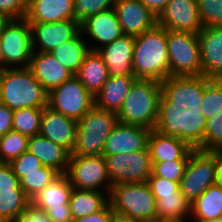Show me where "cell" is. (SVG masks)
<instances>
[{
	"mask_svg": "<svg viewBox=\"0 0 222 222\" xmlns=\"http://www.w3.org/2000/svg\"><path fill=\"white\" fill-rule=\"evenodd\" d=\"M208 78L169 76L161 82L159 116L154 130L203 149L206 118L201 109Z\"/></svg>",
	"mask_w": 222,
	"mask_h": 222,
	"instance_id": "cell-1",
	"label": "cell"
},
{
	"mask_svg": "<svg viewBox=\"0 0 222 222\" xmlns=\"http://www.w3.org/2000/svg\"><path fill=\"white\" fill-rule=\"evenodd\" d=\"M167 29L159 24L135 37L133 75L137 79L162 82L170 76Z\"/></svg>",
	"mask_w": 222,
	"mask_h": 222,
	"instance_id": "cell-2",
	"label": "cell"
},
{
	"mask_svg": "<svg viewBox=\"0 0 222 222\" xmlns=\"http://www.w3.org/2000/svg\"><path fill=\"white\" fill-rule=\"evenodd\" d=\"M161 82L137 79L119 111L118 122L154 130L159 116Z\"/></svg>",
	"mask_w": 222,
	"mask_h": 222,
	"instance_id": "cell-3",
	"label": "cell"
},
{
	"mask_svg": "<svg viewBox=\"0 0 222 222\" xmlns=\"http://www.w3.org/2000/svg\"><path fill=\"white\" fill-rule=\"evenodd\" d=\"M0 103L15 111L48 106V92L26 68H6L0 81Z\"/></svg>",
	"mask_w": 222,
	"mask_h": 222,
	"instance_id": "cell-4",
	"label": "cell"
},
{
	"mask_svg": "<svg viewBox=\"0 0 222 222\" xmlns=\"http://www.w3.org/2000/svg\"><path fill=\"white\" fill-rule=\"evenodd\" d=\"M109 203L115 215L144 222L156 220V199L147 182L112 185Z\"/></svg>",
	"mask_w": 222,
	"mask_h": 222,
	"instance_id": "cell-5",
	"label": "cell"
},
{
	"mask_svg": "<svg viewBox=\"0 0 222 222\" xmlns=\"http://www.w3.org/2000/svg\"><path fill=\"white\" fill-rule=\"evenodd\" d=\"M117 123L115 112L94 106L77 121L76 142L70 155H103L105 141Z\"/></svg>",
	"mask_w": 222,
	"mask_h": 222,
	"instance_id": "cell-6",
	"label": "cell"
},
{
	"mask_svg": "<svg viewBox=\"0 0 222 222\" xmlns=\"http://www.w3.org/2000/svg\"><path fill=\"white\" fill-rule=\"evenodd\" d=\"M170 76H201L198 33L167 30Z\"/></svg>",
	"mask_w": 222,
	"mask_h": 222,
	"instance_id": "cell-7",
	"label": "cell"
},
{
	"mask_svg": "<svg viewBox=\"0 0 222 222\" xmlns=\"http://www.w3.org/2000/svg\"><path fill=\"white\" fill-rule=\"evenodd\" d=\"M5 68H26L33 54L30 23L25 19H10L0 33Z\"/></svg>",
	"mask_w": 222,
	"mask_h": 222,
	"instance_id": "cell-8",
	"label": "cell"
},
{
	"mask_svg": "<svg viewBox=\"0 0 222 222\" xmlns=\"http://www.w3.org/2000/svg\"><path fill=\"white\" fill-rule=\"evenodd\" d=\"M48 106L76 121L95 106V98L76 76L48 93Z\"/></svg>",
	"mask_w": 222,
	"mask_h": 222,
	"instance_id": "cell-9",
	"label": "cell"
},
{
	"mask_svg": "<svg viewBox=\"0 0 222 222\" xmlns=\"http://www.w3.org/2000/svg\"><path fill=\"white\" fill-rule=\"evenodd\" d=\"M215 184V150L193 149L184 175L179 183L180 192L192 203L208 187Z\"/></svg>",
	"mask_w": 222,
	"mask_h": 222,
	"instance_id": "cell-10",
	"label": "cell"
},
{
	"mask_svg": "<svg viewBox=\"0 0 222 222\" xmlns=\"http://www.w3.org/2000/svg\"><path fill=\"white\" fill-rule=\"evenodd\" d=\"M66 175L73 188L105 191L108 195L110 194L112 183L103 155H70ZM101 186L102 189L106 187V190H102Z\"/></svg>",
	"mask_w": 222,
	"mask_h": 222,
	"instance_id": "cell-11",
	"label": "cell"
},
{
	"mask_svg": "<svg viewBox=\"0 0 222 222\" xmlns=\"http://www.w3.org/2000/svg\"><path fill=\"white\" fill-rule=\"evenodd\" d=\"M103 156L112 185L147 182L152 174L148 147L136 152Z\"/></svg>",
	"mask_w": 222,
	"mask_h": 222,
	"instance_id": "cell-12",
	"label": "cell"
},
{
	"mask_svg": "<svg viewBox=\"0 0 222 222\" xmlns=\"http://www.w3.org/2000/svg\"><path fill=\"white\" fill-rule=\"evenodd\" d=\"M167 30L199 33L203 28L196 0H170L157 16Z\"/></svg>",
	"mask_w": 222,
	"mask_h": 222,
	"instance_id": "cell-13",
	"label": "cell"
},
{
	"mask_svg": "<svg viewBox=\"0 0 222 222\" xmlns=\"http://www.w3.org/2000/svg\"><path fill=\"white\" fill-rule=\"evenodd\" d=\"M33 51L48 52L71 40L79 31L80 24L75 20L54 23L29 22Z\"/></svg>",
	"mask_w": 222,
	"mask_h": 222,
	"instance_id": "cell-14",
	"label": "cell"
},
{
	"mask_svg": "<svg viewBox=\"0 0 222 222\" xmlns=\"http://www.w3.org/2000/svg\"><path fill=\"white\" fill-rule=\"evenodd\" d=\"M114 10L124 35L136 37L157 24V16L140 0H117Z\"/></svg>",
	"mask_w": 222,
	"mask_h": 222,
	"instance_id": "cell-15",
	"label": "cell"
},
{
	"mask_svg": "<svg viewBox=\"0 0 222 222\" xmlns=\"http://www.w3.org/2000/svg\"><path fill=\"white\" fill-rule=\"evenodd\" d=\"M151 129L118 122L103 147V155L131 153L148 147Z\"/></svg>",
	"mask_w": 222,
	"mask_h": 222,
	"instance_id": "cell-16",
	"label": "cell"
},
{
	"mask_svg": "<svg viewBox=\"0 0 222 222\" xmlns=\"http://www.w3.org/2000/svg\"><path fill=\"white\" fill-rule=\"evenodd\" d=\"M80 32L99 43V45L90 46L91 51L109 45L123 35L114 8L86 18L80 23Z\"/></svg>",
	"mask_w": 222,
	"mask_h": 222,
	"instance_id": "cell-17",
	"label": "cell"
},
{
	"mask_svg": "<svg viewBox=\"0 0 222 222\" xmlns=\"http://www.w3.org/2000/svg\"><path fill=\"white\" fill-rule=\"evenodd\" d=\"M77 121L54 111L49 106L43 108L39 134L66 148L70 153L76 142Z\"/></svg>",
	"mask_w": 222,
	"mask_h": 222,
	"instance_id": "cell-18",
	"label": "cell"
},
{
	"mask_svg": "<svg viewBox=\"0 0 222 222\" xmlns=\"http://www.w3.org/2000/svg\"><path fill=\"white\" fill-rule=\"evenodd\" d=\"M201 75L222 79V27H203L198 33Z\"/></svg>",
	"mask_w": 222,
	"mask_h": 222,
	"instance_id": "cell-19",
	"label": "cell"
},
{
	"mask_svg": "<svg viewBox=\"0 0 222 222\" xmlns=\"http://www.w3.org/2000/svg\"><path fill=\"white\" fill-rule=\"evenodd\" d=\"M135 37L122 35L111 44L96 51L104 60L110 76L133 75Z\"/></svg>",
	"mask_w": 222,
	"mask_h": 222,
	"instance_id": "cell-20",
	"label": "cell"
},
{
	"mask_svg": "<svg viewBox=\"0 0 222 222\" xmlns=\"http://www.w3.org/2000/svg\"><path fill=\"white\" fill-rule=\"evenodd\" d=\"M28 68L48 93L73 76L48 52L33 51Z\"/></svg>",
	"mask_w": 222,
	"mask_h": 222,
	"instance_id": "cell-21",
	"label": "cell"
},
{
	"mask_svg": "<svg viewBox=\"0 0 222 222\" xmlns=\"http://www.w3.org/2000/svg\"><path fill=\"white\" fill-rule=\"evenodd\" d=\"M74 0H28V22L54 23L73 20Z\"/></svg>",
	"mask_w": 222,
	"mask_h": 222,
	"instance_id": "cell-22",
	"label": "cell"
},
{
	"mask_svg": "<svg viewBox=\"0 0 222 222\" xmlns=\"http://www.w3.org/2000/svg\"><path fill=\"white\" fill-rule=\"evenodd\" d=\"M28 151L40 159L43 166L52 168L59 174H66L71 153L63 146L36 134L29 137Z\"/></svg>",
	"mask_w": 222,
	"mask_h": 222,
	"instance_id": "cell-23",
	"label": "cell"
},
{
	"mask_svg": "<svg viewBox=\"0 0 222 222\" xmlns=\"http://www.w3.org/2000/svg\"><path fill=\"white\" fill-rule=\"evenodd\" d=\"M148 150L152 162H162L188 160L193 148L177 137L166 136L152 130L148 139Z\"/></svg>",
	"mask_w": 222,
	"mask_h": 222,
	"instance_id": "cell-24",
	"label": "cell"
},
{
	"mask_svg": "<svg viewBox=\"0 0 222 222\" xmlns=\"http://www.w3.org/2000/svg\"><path fill=\"white\" fill-rule=\"evenodd\" d=\"M136 80L134 75L110 76L95 96V107L117 113Z\"/></svg>",
	"mask_w": 222,
	"mask_h": 222,
	"instance_id": "cell-25",
	"label": "cell"
},
{
	"mask_svg": "<svg viewBox=\"0 0 222 222\" xmlns=\"http://www.w3.org/2000/svg\"><path fill=\"white\" fill-rule=\"evenodd\" d=\"M76 76L90 94L95 96L103 88L106 81L110 78V73L107 69L104 60L97 51H89L80 65Z\"/></svg>",
	"mask_w": 222,
	"mask_h": 222,
	"instance_id": "cell-26",
	"label": "cell"
},
{
	"mask_svg": "<svg viewBox=\"0 0 222 222\" xmlns=\"http://www.w3.org/2000/svg\"><path fill=\"white\" fill-rule=\"evenodd\" d=\"M73 190L66 174H60L55 180L30 199V204L38 209L63 207L69 204Z\"/></svg>",
	"mask_w": 222,
	"mask_h": 222,
	"instance_id": "cell-27",
	"label": "cell"
},
{
	"mask_svg": "<svg viewBox=\"0 0 222 222\" xmlns=\"http://www.w3.org/2000/svg\"><path fill=\"white\" fill-rule=\"evenodd\" d=\"M195 221L214 222L222 217V187H208L191 203V214Z\"/></svg>",
	"mask_w": 222,
	"mask_h": 222,
	"instance_id": "cell-28",
	"label": "cell"
},
{
	"mask_svg": "<svg viewBox=\"0 0 222 222\" xmlns=\"http://www.w3.org/2000/svg\"><path fill=\"white\" fill-rule=\"evenodd\" d=\"M109 203V195L105 192L73 188L69 208L72 219L76 220L102 210Z\"/></svg>",
	"mask_w": 222,
	"mask_h": 222,
	"instance_id": "cell-29",
	"label": "cell"
},
{
	"mask_svg": "<svg viewBox=\"0 0 222 222\" xmlns=\"http://www.w3.org/2000/svg\"><path fill=\"white\" fill-rule=\"evenodd\" d=\"M83 38V34L79 31L71 40L50 52L73 75L77 73L85 55L90 51V45H87Z\"/></svg>",
	"mask_w": 222,
	"mask_h": 222,
	"instance_id": "cell-30",
	"label": "cell"
},
{
	"mask_svg": "<svg viewBox=\"0 0 222 222\" xmlns=\"http://www.w3.org/2000/svg\"><path fill=\"white\" fill-rule=\"evenodd\" d=\"M154 197L156 199V219H185L188 214L190 217L191 203L182 193Z\"/></svg>",
	"mask_w": 222,
	"mask_h": 222,
	"instance_id": "cell-31",
	"label": "cell"
},
{
	"mask_svg": "<svg viewBox=\"0 0 222 222\" xmlns=\"http://www.w3.org/2000/svg\"><path fill=\"white\" fill-rule=\"evenodd\" d=\"M14 174L19 178L20 187L29 199L51 184L60 175L54 169L45 166L37 168V171L14 172Z\"/></svg>",
	"mask_w": 222,
	"mask_h": 222,
	"instance_id": "cell-32",
	"label": "cell"
},
{
	"mask_svg": "<svg viewBox=\"0 0 222 222\" xmlns=\"http://www.w3.org/2000/svg\"><path fill=\"white\" fill-rule=\"evenodd\" d=\"M30 205L23 189L0 192V222H12Z\"/></svg>",
	"mask_w": 222,
	"mask_h": 222,
	"instance_id": "cell-33",
	"label": "cell"
},
{
	"mask_svg": "<svg viewBox=\"0 0 222 222\" xmlns=\"http://www.w3.org/2000/svg\"><path fill=\"white\" fill-rule=\"evenodd\" d=\"M43 108H23L13 112L12 130L28 137L39 134Z\"/></svg>",
	"mask_w": 222,
	"mask_h": 222,
	"instance_id": "cell-34",
	"label": "cell"
},
{
	"mask_svg": "<svg viewBox=\"0 0 222 222\" xmlns=\"http://www.w3.org/2000/svg\"><path fill=\"white\" fill-rule=\"evenodd\" d=\"M28 140V136L14 130L0 136V162L11 163L28 151Z\"/></svg>",
	"mask_w": 222,
	"mask_h": 222,
	"instance_id": "cell-35",
	"label": "cell"
},
{
	"mask_svg": "<svg viewBox=\"0 0 222 222\" xmlns=\"http://www.w3.org/2000/svg\"><path fill=\"white\" fill-rule=\"evenodd\" d=\"M201 109L206 119L214 117L222 111V79L208 78V85L203 93Z\"/></svg>",
	"mask_w": 222,
	"mask_h": 222,
	"instance_id": "cell-36",
	"label": "cell"
},
{
	"mask_svg": "<svg viewBox=\"0 0 222 222\" xmlns=\"http://www.w3.org/2000/svg\"><path fill=\"white\" fill-rule=\"evenodd\" d=\"M117 0H74L73 20L79 24L89 16L113 9Z\"/></svg>",
	"mask_w": 222,
	"mask_h": 222,
	"instance_id": "cell-37",
	"label": "cell"
},
{
	"mask_svg": "<svg viewBox=\"0 0 222 222\" xmlns=\"http://www.w3.org/2000/svg\"><path fill=\"white\" fill-rule=\"evenodd\" d=\"M203 27H222V0H196Z\"/></svg>",
	"mask_w": 222,
	"mask_h": 222,
	"instance_id": "cell-38",
	"label": "cell"
},
{
	"mask_svg": "<svg viewBox=\"0 0 222 222\" xmlns=\"http://www.w3.org/2000/svg\"><path fill=\"white\" fill-rule=\"evenodd\" d=\"M222 149V111L206 120L203 151Z\"/></svg>",
	"mask_w": 222,
	"mask_h": 222,
	"instance_id": "cell-39",
	"label": "cell"
},
{
	"mask_svg": "<svg viewBox=\"0 0 222 222\" xmlns=\"http://www.w3.org/2000/svg\"><path fill=\"white\" fill-rule=\"evenodd\" d=\"M188 160H170L152 162V174L168 180L179 182L182 179Z\"/></svg>",
	"mask_w": 222,
	"mask_h": 222,
	"instance_id": "cell-40",
	"label": "cell"
},
{
	"mask_svg": "<svg viewBox=\"0 0 222 222\" xmlns=\"http://www.w3.org/2000/svg\"><path fill=\"white\" fill-rule=\"evenodd\" d=\"M147 183L149 184L154 196H168L174 193H181L179 182H174L163 177L150 175Z\"/></svg>",
	"mask_w": 222,
	"mask_h": 222,
	"instance_id": "cell-41",
	"label": "cell"
},
{
	"mask_svg": "<svg viewBox=\"0 0 222 222\" xmlns=\"http://www.w3.org/2000/svg\"><path fill=\"white\" fill-rule=\"evenodd\" d=\"M10 165L14 172L37 171V168L43 166L40 159L29 151L22 153L18 158L14 159Z\"/></svg>",
	"mask_w": 222,
	"mask_h": 222,
	"instance_id": "cell-42",
	"label": "cell"
},
{
	"mask_svg": "<svg viewBox=\"0 0 222 222\" xmlns=\"http://www.w3.org/2000/svg\"><path fill=\"white\" fill-rule=\"evenodd\" d=\"M28 0H0V13L10 19H22L26 16Z\"/></svg>",
	"mask_w": 222,
	"mask_h": 222,
	"instance_id": "cell-43",
	"label": "cell"
},
{
	"mask_svg": "<svg viewBox=\"0 0 222 222\" xmlns=\"http://www.w3.org/2000/svg\"><path fill=\"white\" fill-rule=\"evenodd\" d=\"M22 189L10 163L0 162V192Z\"/></svg>",
	"mask_w": 222,
	"mask_h": 222,
	"instance_id": "cell-44",
	"label": "cell"
},
{
	"mask_svg": "<svg viewBox=\"0 0 222 222\" xmlns=\"http://www.w3.org/2000/svg\"><path fill=\"white\" fill-rule=\"evenodd\" d=\"M12 222H51L44 210L38 209L31 204L27 209Z\"/></svg>",
	"mask_w": 222,
	"mask_h": 222,
	"instance_id": "cell-45",
	"label": "cell"
},
{
	"mask_svg": "<svg viewBox=\"0 0 222 222\" xmlns=\"http://www.w3.org/2000/svg\"><path fill=\"white\" fill-rule=\"evenodd\" d=\"M114 217L115 213L113 212V208L110 203H108L102 210L73 220V222H113Z\"/></svg>",
	"mask_w": 222,
	"mask_h": 222,
	"instance_id": "cell-46",
	"label": "cell"
},
{
	"mask_svg": "<svg viewBox=\"0 0 222 222\" xmlns=\"http://www.w3.org/2000/svg\"><path fill=\"white\" fill-rule=\"evenodd\" d=\"M45 212L51 222H73L69 204H63V207L47 208Z\"/></svg>",
	"mask_w": 222,
	"mask_h": 222,
	"instance_id": "cell-47",
	"label": "cell"
},
{
	"mask_svg": "<svg viewBox=\"0 0 222 222\" xmlns=\"http://www.w3.org/2000/svg\"><path fill=\"white\" fill-rule=\"evenodd\" d=\"M13 112L6 105L0 103V136L12 130Z\"/></svg>",
	"mask_w": 222,
	"mask_h": 222,
	"instance_id": "cell-48",
	"label": "cell"
},
{
	"mask_svg": "<svg viewBox=\"0 0 222 222\" xmlns=\"http://www.w3.org/2000/svg\"><path fill=\"white\" fill-rule=\"evenodd\" d=\"M147 8H149L156 16L165 8L170 0H140Z\"/></svg>",
	"mask_w": 222,
	"mask_h": 222,
	"instance_id": "cell-49",
	"label": "cell"
},
{
	"mask_svg": "<svg viewBox=\"0 0 222 222\" xmlns=\"http://www.w3.org/2000/svg\"><path fill=\"white\" fill-rule=\"evenodd\" d=\"M215 184L222 187V152L215 150Z\"/></svg>",
	"mask_w": 222,
	"mask_h": 222,
	"instance_id": "cell-50",
	"label": "cell"
},
{
	"mask_svg": "<svg viewBox=\"0 0 222 222\" xmlns=\"http://www.w3.org/2000/svg\"><path fill=\"white\" fill-rule=\"evenodd\" d=\"M113 222H144L141 220H134V219H130V218H125L119 215H115Z\"/></svg>",
	"mask_w": 222,
	"mask_h": 222,
	"instance_id": "cell-51",
	"label": "cell"
},
{
	"mask_svg": "<svg viewBox=\"0 0 222 222\" xmlns=\"http://www.w3.org/2000/svg\"><path fill=\"white\" fill-rule=\"evenodd\" d=\"M10 21V18H8L5 14L0 13V33L3 31L5 25Z\"/></svg>",
	"mask_w": 222,
	"mask_h": 222,
	"instance_id": "cell-52",
	"label": "cell"
},
{
	"mask_svg": "<svg viewBox=\"0 0 222 222\" xmlns=\"http://www.w3.org/2000/svg\"><path fill=\"white\" fill-rule=\"evenodd\" d=\"M186 221V219H171V218H169V219H156L155 221H153V222H185Z\"/></svg>",
	"mask_w": 222,
	"mask_h": 222,
	"instance_id": "cell-53",
	"label": "cell"
},
{
	"mask_svg": "<svg viewBox=\"0 0 222 222\" xmlns=\"http://www.w3.org/2000/svg\"><path fill=\"white\" fill-rule=\"evenodd\" d=\"M5 70H6V68L4 66L0 65V81L2 80V76L5 72Z\"/></svg>",
	"mask_w": 222,
	"mask_h": 222,
	"instance_id": "cell-54",
	"label": "cell"
},
{
	"mask_svg": "<svg viewBox=\"0 0 222 222\" xmlns=\"http://www.w3.org/2000/svg\"><path fill=\"white\" fill-rule=\"evenodd\" d=\"M0 65L3 66V53H2V46H1V42H0Z\"/></svg>",
	"mask_w": 222,
	"mask_h": 222,
	"instance_id": "cell-55",
	"label": "cell"
},
{
	"mask_svg": "<svg viewBox=\"0 0 222 222\" xmlns=\"http://www.w3.org/2000/svg\"><path fill=\"white\" fill-rule=\"evenodd\" d=\"M194 222H198V221H194ZM214 222H220V218L219 219H217L216 221H214Z\"/></svg>",
	"mask_w": 222,
	"mask_h": 222,
	"instance_id": "cell-56",
	"label": "cell"
}]
</instances>
